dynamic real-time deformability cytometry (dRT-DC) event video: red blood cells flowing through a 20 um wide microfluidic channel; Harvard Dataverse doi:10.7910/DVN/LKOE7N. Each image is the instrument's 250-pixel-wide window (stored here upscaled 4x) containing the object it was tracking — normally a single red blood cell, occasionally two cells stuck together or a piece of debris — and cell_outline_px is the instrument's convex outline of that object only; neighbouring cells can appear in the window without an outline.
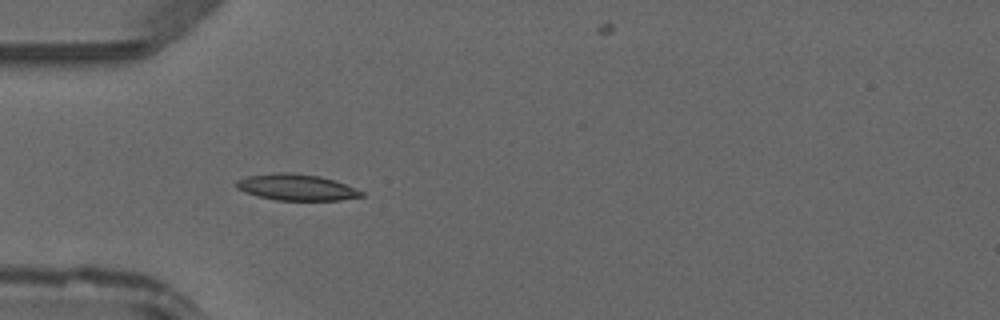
{"species": "common noctule bat (a hibernating species)", "species_latin": "Nyctalus noctula", "temperature_condition": "warm", "stored_images_in_passage": 34, "camera_frame_rate_fps": 3000, "um_per_image_px": 0.085, "animal": {"sex": "male", "forearm_length_mm": 52.5}, "frame": {"image": 1, "passage_image": 1, "time_ms": 0.0, "image_size_px": [1000, 320], "cell_outline_px": [[364, 196], [340, 200], [276, 200], [244, 192], [236, 188], [236, 180], [248, 176], [276, 172], [288, 172], [320, 176], [344, 184], [364, 192]], "centroid_in_image_um": [25.17, 15.92], "position_along_channel_um": 59.8, "area_um2": 18.96}}
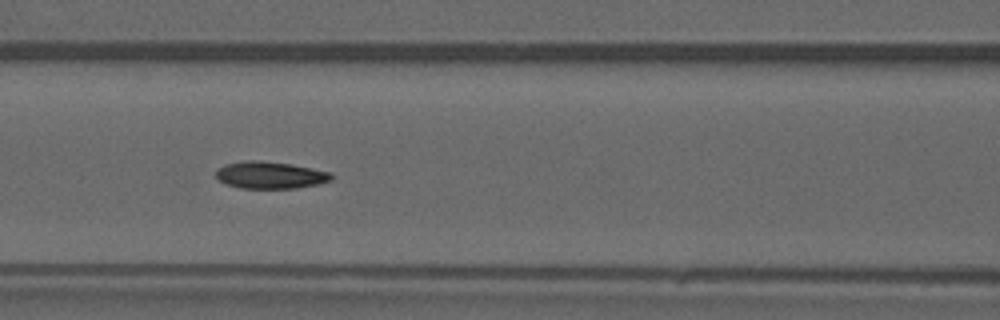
{"frame": {"image": 2, "passage_image": 7, "time_ms": 2.0, "image_size_px": [1000, 320], "cell_outline_px": [[336, 176], [332, 180], [316, 184], [296, 188], [240, 188], [224, 184], [216, 176], [216, 168], [224, 164], [244, 160], [260, 160], [292, 164], [332, 172]], "centroid_in_image_um": [22.97, 14.87], "position_along_channel_um": 143.6, "area_um2": 18.5}}
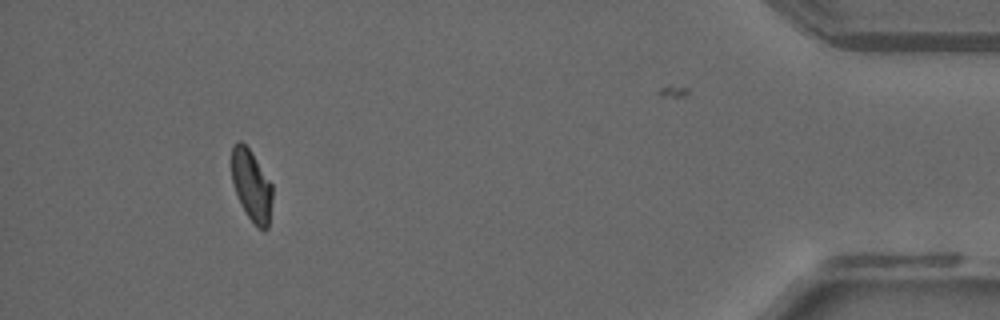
{"frame": {"image": 3, "passage_image": 30, "time_ms": 9.667, "image_size_px": [1000, 320], "cell_outline_px": [[272, 200], [268, 228], [264, 232], [256, 228], [248, 216], [236, 192], [232, 180], [232, 144], [236, 140], [240, 140], [252, 152], [272, 184]], "centroid_in_image_um": [21.39, 15.77], "position_along_channel_um": 413.8, "area_um2": 16.94}}